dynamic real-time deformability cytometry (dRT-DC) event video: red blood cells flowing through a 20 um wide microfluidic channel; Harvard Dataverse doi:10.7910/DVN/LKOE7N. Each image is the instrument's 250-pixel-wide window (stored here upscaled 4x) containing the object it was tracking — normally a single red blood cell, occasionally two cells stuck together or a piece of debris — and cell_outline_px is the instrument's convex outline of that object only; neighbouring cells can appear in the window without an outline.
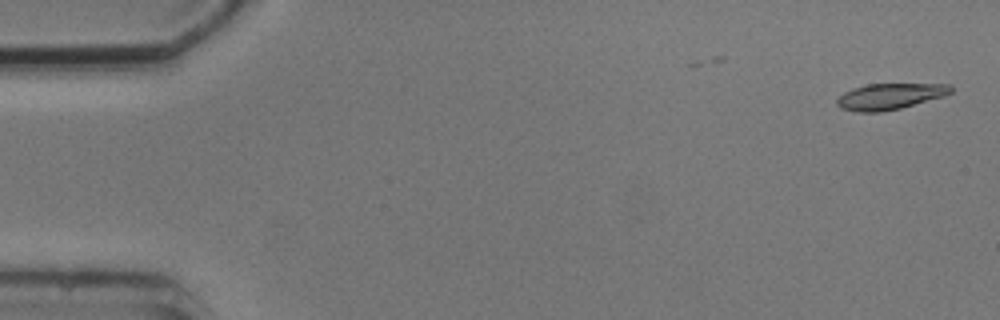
{"species": "common noctule bat (a hibernating species)", "species_latin": "Nyctalus noctula", "temperature_condition": "cold", "stored_images_in_passage": 5, "camera_frame_rate_fps": 3000, "um_per_image_px": 0.085, "animal": {"sex": "male", "body_mass_g": 20.5, "forearm_length_mm": 52.5}, "frame": {"image": 1, "passage_image": 1, "time_ms": 0.0, "image_size_px": [1000, 320], "cell_outline_px": [[952, 92], [944, 96], [900, 108], [880, 112], [860, 112], [840, 108], [836, 104], [836, 100], [844, 92], [852, 88], [868, 84], [952, 84]], "centroid_in_image_um": [75.63, 8.19], "position_along_channel_um": 9.4, "area_um2": 17.22}}